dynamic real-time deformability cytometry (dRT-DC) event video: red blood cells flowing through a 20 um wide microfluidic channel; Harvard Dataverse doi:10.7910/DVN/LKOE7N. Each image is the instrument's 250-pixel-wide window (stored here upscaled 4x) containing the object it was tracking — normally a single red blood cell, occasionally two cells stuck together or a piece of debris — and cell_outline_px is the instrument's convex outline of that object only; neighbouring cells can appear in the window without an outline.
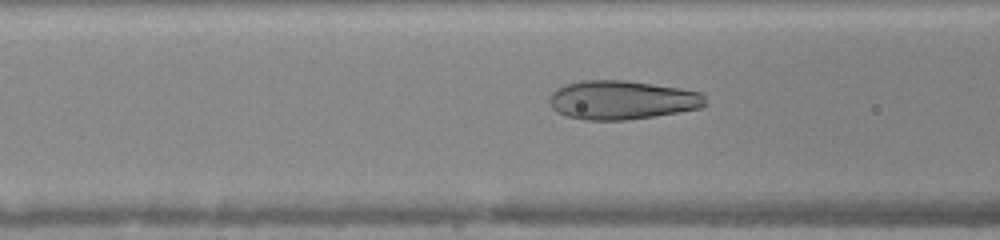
{"species": "human", "species_latin": "Homo sapiens", "temperature_condition": "warm", "stored_images_in_passage": 13, "camera_frame_rate_fps": 3000, "um_per_image_px": 0.085, "donor": {"sex": "female"}, "frame": {"image": 1, "passage_image": 8, "time_ms": 2.333, "image_size_px": [1000, 240], "cell_outline_px": [[708, 104], [700, 108], [652, 116], [624, 120], [588, 120], [568, 116], [556, 112], [552, 108], [548, 100], [552, 92], [556, 88], [564, 84], [584, 80], [624, 80], [680, 88], [700, 92], [704, 96]], "centroid_in_image_um": [52.84, 8.49], "position_along_channel_um": 113.8, "area_um2": 35.26}}
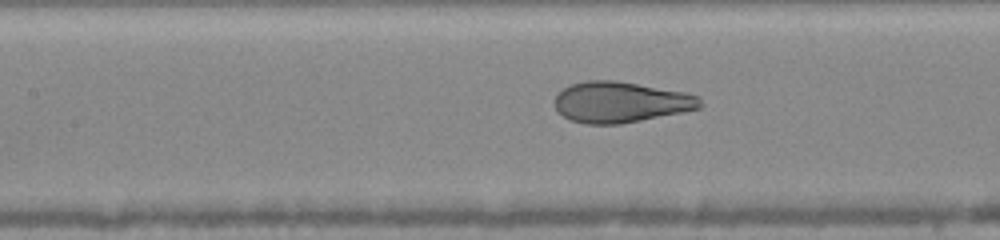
{"frame": {"image": 2, "passage_image": 11, "time_ms": 3.333, "image_size_px": [1000, 240], "cell_outline_px": [[704, 104], [700, 108], [620, 124], [588, 124], [568, 120], [556, 112], [556, 96], [564, 88], [572, 84], [584, 80], [616, 80], [684, 92], [700, 96]], "centroid_in_image_um": [52.74, 8.68], "position_along_channel_um": 154.7, "area_um2": 34.56}}